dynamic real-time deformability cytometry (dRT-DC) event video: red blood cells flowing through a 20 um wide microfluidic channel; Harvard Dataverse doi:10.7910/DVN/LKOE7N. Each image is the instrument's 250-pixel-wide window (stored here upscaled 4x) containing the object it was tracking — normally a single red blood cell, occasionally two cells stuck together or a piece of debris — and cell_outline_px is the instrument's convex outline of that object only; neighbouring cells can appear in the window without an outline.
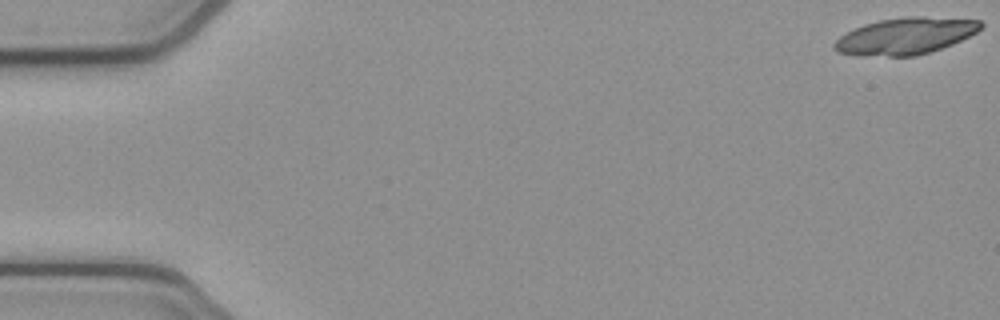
{"species": "common noctule bat (a hibernating species)", "species_latin": "Nyctalus noctula", "temperature_condition": "cold", "stored_images_in_passage": 19, "camera_frame_rate_fps": 3000, "um_per_image_px": 0.085, "animal": {"sex": "female", "body_mass_g": 21.9}, "frame": {"image": 1, "passage_image": 1, "time_ms": 0.0, "image_size_px": [1000, 320], "cell_outline_px": [[984, 24], [976, 32], [952, 44], [916, 56], [860, 56], [836, 52], [832, 48], [832, 44], [840, 36], [864, 24], [880, 20], [908, 16], [920, 16], [980, 20]], "centroid_in_image_um": [76.92, 3.07], "position_along_channel_um": 8.1, "area_um2": 31.15}}